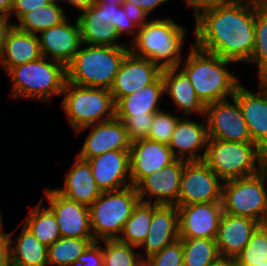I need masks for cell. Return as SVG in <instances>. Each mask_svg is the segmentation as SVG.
<instances>
[{"label":"cell","instance_id":"cell-51","mask_svg":"<svg viewBox=\"0 0 267 266\" xmlns=\"http://www.w3.org/2000/svg\"><path fill=\"white\" fill-rule=\"evenodd\" d=\"M211 266H240L236 257L220 256Z\"/></svg>","mask_w":267,"mask_h":266},{"label":"cell","instance_id":"cell-28","mask_svg":"<svg viewBox=\"0 0 267 266\" xmlns=\"http://www.w3.org/2000/svg\"><path fill=\"white\" fill-rule=\"evenodd\" d=\"M164 96V82L160 76L152 84L141 88L115 102V116H140L157 113L164 109L160 106Z\"/></svg>","mask_w":267,"mask_h":266},{"label":"cell","instance_id":"cell-22","mask_svg":"<svg viewBox=\"0 0 267 266\" xmlns=\"http://www.w3.org/2000/svg\"><path fill=\"white\" fill-rule=\"evenodd\" d=\"M178 239L179 225L177 206L154 204V212L148 234L138 247L140 257L148 259Z\"/></svg>","mask_w":267,"mask_h":266},{"label":"cell","instance_id":"cell-38","mask_svg":"<svg viewBox=\"0 0 267 266\" xmlns=\"http://www.w3.org/2000/svg\"><path fill=\"white\" fill-rule=\"evenodd\" d=\"M170 111L171 109L166 110L164 108V110L155 113L152 124L150 125L148 139L169 145L176 124L181 118L174 111Z\"/></svg>","mask_w":267,"mask_h":266},{"label":"cell","instance_id":"cell-58","mask_svg":"<svg viewBox=\"0 0 267 266\" xmlns=\"http://www.w3.org/2000/svg\"><path fill=\"white\" fill-rule=\"evenodd\" d=\"M256 266H267V261L262 262L260 265H256Z\"/></svg>","mask_w":267,"mask_h":266},{"label":"cell","instance_id":"cell-46","mask_svg":"<svg viewBox=\"0 0 267 266\" xmlns=\"http://www.w3.org/2000/svg\"><path fill=\"white\" fill-rule=\"evenodd\" d=\"M5 227H0V266H11L10 239Z\"/></svg>","mask_w":267,"mask_h":266},{"label":"cell","instance_id":"cell-19","mask_svg":"<svg viewBox=\"0 0 267 266\" xmlns=\"http://www.w3.org/2000/svg\"><path fill=\"white\" fill-rule=\"evenodd\" d=\"M181 117L172 134L169 148L177 159L186 161H202L208 143V132L204 116ZM201 151V152H200Z\"/></svg>","mask_w":267,"mask_h":266},{"label":"cell","instance_id":"cell-32","mask_svg":"<svg viewBox=\"0 0 267 266\" xmlns=\"http://www.w3.org/2000/svg\"><path fill=\"white\" fill-rule=\"evenodd\" d=\"M154 203L138 201L125 222L118 240L139 247L145 240L153 217Z\"/></svg>","mask_w":267,"mask_h":266},{"label":"cell","instance_id":"cell-7","mask_svg":"<svg viewBox=\"0 0 267 266\" xmlns=\"http://www.w3.org/2000/svg\"><path fill=\"white\" fill-rule=\"evenodd\" d=\"M60 108L72 131L115 118V102L109 89L84 87L66 80Z\"/></svg>","mask_w":267,"mask_h":266},{"label":"cell","instance_id":"cell-26","mask_svg":"<svg viewBox=\"0 0 267 266\" xmlns=\"http://www.w3.org/2000/svg\"><path fill=\"white\" fill-rule=\"evenodd\" d=\"M79 13L76 19L80 27L82 44L129 47V42H119L121 37L116 28L104 23L102 9L96 3Z\"/></svg>","mask_w":267,"mask_h":266},{"label":"cell","instance_id":"cell-55","mask_svg":"<svg viewBox=\"0 0 267 266\" xmlns=\"http://www.w3.org/2000/svg\"><path fill=\"white\" fill-rule=\"evenodd\" d=\"M260 80L267 86V73Z\"/></svg>","mask_w":267,"mask_h":266},{"label":"cell","instance_id":"cell-41","mask_svg":"<svg viewBox=\"0 0 267 266\" xmlns=\"http://www.w3.org/2000/svg\"><path fill=\"white\" fill-rule=\"evenodd\" d=\"M70 266H103L102 243L100 241L92 242Z\"/></svg>","mask_w":267,"mask_h":266},{"label":"cell","instance_id":"cell-29","mask_svg":"<svg viewBox=\"0 0 267 266\" xmlns=\"http://www.w3.org/2000/svg\"><path fill=\"white\" fill-rule=\"evenodd\" d=\"M8 232L10 239L11 266H49L48 247L39 241L32 232L22 224L19 234Z\"/></svg>","mask_w":267,"mask_h":266},{"label":"cell","instance_id":"cell-17","mask_svg":"<svg viewBox=\"0 0 267 266\" xmlns=\"http://www.w3.org/2000/svg\"><path fill=\"white\" fill-rule=\"evenodd\" d=\"M257 89L249 90L240 84L234 94L252 141L267 154V86L257 80Z\"/></svg>","mask_w":267,"mask_h":266},{"label":"cell","instance_id":"cell-20","mask_svg":"<svg viewBox=\"0 0 267 266\" xmlns=\"http://www.w3.org/2000/svg\"><path fill=\"white\" fill-rule=\"evenodd\" d=\"M87 161L102 192L115 191L132 185L130 150L105 152Z\"/></svg>","mask_w":267,"mask_h":266},{"label":"cell","instance_id":"cell-2","mask_svg":"<svg viewBox=\"0 0 267 266\" xmlns=\"http://www.w3.org/2000/svg\"><path fill=\"white\" fill-rule=\"evenodd\" d=\"M178 67L187 75L197 97L206 106L233 97L241 84L240 75L230 69L235 62L189 45ZM229 67V68H228Z\"/></svg>","mask_w":267,"mask_h":266},{"label":"cell","instance_id":"cell-10","mask_svg":"<svg viewBox=\"0 0 267 266\" xmlns=\"http://www.w3.org/2000/svg\"><path fill=\"white\" fill-rule=\"evenodd\" d=\"M204 118L209 138L231 142H253L234 96L206 105Z\"/></svg>","mask_w":267,"mask_h":266},{"label":"cell","instance_id":"cell-1","mask_svg":"<svg viewBox=\"0 0 267 266\" xmlns=\"http://www.w3.org/2000/svg\"><path fill=\"white\" fill-rule=\"evenodd\" d=\"M255 13L256 0H232L201 10L193 17V44L237 65L247 64L255 44Z\"/></svg>","mask_w":267,"mask_h":266},{"label":"cell","instance_id":"cell-25","mask_svg":"<svg viewBox=\"0 0 267 266\" xmlns=\"http://www.w3.org/2000/svg\"><path fill=\"white\" fill-rule=\"evenodd\" d=\"M65 174L63 186L54 188L65 198L90 206L101 194L87 160L76 155Z\"/></svg>","mask_w":267,"mask_h":266},{"label":"cell","instance_id":"cell-56","mask_svg":"<svg viewBox=\"0 0 267 266\" xmlns=\"http://www.w3.org/2000/svg\"><path fill=\"white\" fill-rule=\"evenodd\" d=\"M1 212H2V211L0 210V227H1V226H4V224H5V223L3 222V218H4V217H3V215H2Z\"/></svg>","mask_w":267,"mask_h":266},{"label":"cell","instance_id":"cell-5","mask_svg":"<svg viewBox=\"0 0 267 266\" xmlns=\"http://www.w3.org/2000/svg\"><path fill=\"white\" fill-rule=\"evenodd\" d=\"M129 52V47L82 44L66 67L67 81L79 86L110 90Z\"/></svg>","mask_w":267,"mask_h":266},{"label":"cell","instance_id":"cell-4","mask_svg":"<svg viewBox=\"0 0 267 266\" xmlns=\"http://www.w3.org/2000/svg\"><path fill=\"white\" fill-rule=\"evenodd\" d=\"M6 75L11 84L9 100H36L49 105L56 96H62L67 80L66 67L44 56L10 68Z\"/></svg>","mask_w":267,"mask_h":266},{"label":"cell","instance_id":"cell-31","mask_svg":"<svg viewBox=\"0 0 267 266\" xmlns=\"http://www.w3.org/2000/svg\"><path fill=\"white\" fill-rule=\"evenodd\" d=\"M22 224L47 247L61 238L54 213L46 205L44 206L40 199L36 205H32Z\"/></svg>","mask_w":267,"mask_h":266},{"label":"cell","instance_id":"cell-43","mask_svg":"<svg viewBox=\"0 0 267 266\" xmlns=\"http://www.w3.org/2000/svg\"><path fill=\"white\" fill-rule=\"evenodd\" d=\"M52 0H14V4L10 13V18L15 19L14 23L25 13L41 6L48 5ZM14 16V17H13Z\"/></svg>","mask_w":267,"mask_h":266},{"label":"cell","instance_id":"cell-57","mask_svg":"<svg viewBox=\"0 0 267 266\" xmlns=\"http://www.w3.org/2000/svg\"><path fill=\"white\" fill-rule=\"evenodd\" d=\"M260 1L267 8V0H260Z\"/></svg>","mask_w":267,"mask_h":266},{"label":"cell","instance_id":"cell-9","mask_svg":"<svg viewBox=\"0 0 267 266\" xmlns=\"http://www.w3.org/2000/svg\"><path fill=\"white\" fill-rule=\"evenodd\" d=\"M221 202L227 214L267 224V166L255 175L224 182Z\"/></svg>","mask_w":267,"mask_h":266},{"label":"cell","instance_id":"cell-34","mask_svg":"<svg viewBox=\"0 0 267 266\" xmlns=\"http://www.w3.org/2000/svg\"><path fill=\"white\" fill-rule=\"evenodd\" d=\"M247 64L257 68L254 76L257 80L267 73V8L260 0H256L255 44L253 54Z\"/></svg>","mask_w":267,"mask_h":266},{"label":"cell","instance_id":"cell-13","mask_svg":"<svg viewBox=\"0 0 267 266\" xmlns=\"http://www.w3.org/2000/svg\"><path fill=\"white\" fill-rule=\"evenodd\" d=\"M187 161L176 159L162 170L143 177L136 185L139 201L156 205H174L178 203L181 176Z\"/></svg>","mask_w":267,"mask_h":266},{"label":"cell","instance_id":"cell-27","mask_svg":"<svg viewBox=\"0 0 267 266\" xmlns=\"http://www.w3.org/2000/svg\"><path fill=\"white\" fill-rule=\"evenodd\" d=\"M41 56L38 35L21 31L14 26L4 43L0 68L6 73L10 68L35 61Z\"/></svg>","mask_w":267,"mask_h":266},{"label":"cell","instance_id":"cell-37","mask_svg":"<svg viewBox=\"0 0 267 266\" xmlns=\"http://www.w3.org/2000/svg\"><path fill=\"white\" fill-rule=\"evenodd\" d=\"M236 259L240 266H256L267 261V224L256 229Z\"/></svg>","mask_w":267,"mask_h":266},{"label":"cell","instance_id":"cell-53","mask_svg":"<svg viewBox=\"0 0 267 266\" xmlns=\"http://www.w3.org/2000/svg\"><path fill=\"white\" fill-rule=\"evenodd\" d=\"M98 3L113 4V5H122L124 0H95Z\"/></svg>","mask_w":267,"mask_h":266},{"label":"cell","instance_id":"cell-6","mask_svg":"<svg viewBox=\"0 0 267 266\" xmlns=\"http://www.w3.org/2000/svg\"><path fill=\"white\" fill-rule=\"evenodd\" d=\"M223 182L255 175L267 166V154L254 142L209 138L202 160Z\"/></svg>","mask_w":267,"mask_h":266},{"label":"cell","instance_id":"cell-50","mask_svg":"<svg viewBox=\"0 0 267 266\" xmlns=\"http://www.w3.org/2000/svg\"><path fill=\"white\" fill-rule=\"evenodd\" d=\"M94 3H95V0H64L62 2L63 5L66 4L65 7L70 6L71 9L74 7L73 10L76 9L78 13L90 7Z\"/></svg>","mask_w":267,"mask_h":266},{"label":"cell","instance_id":"cell-52","mask_svg":"<svg viewBox=\"0 0 267 266\" xmlns=\"http://www.w3.org/2000/svg\"><path fill=\"white\" fill-rule=\"evenodd\" d=\"M14 0H0V16L10 17Z\"/></svg>","mask_w":267,"mask_h":266},{"label":"cell","instance_id":"cell-24","mask_svg":"<svg viewBox=\"0 0 267 266\" xmlns=\"http://www.w3.org/2000/svg\"><path fill=\"white\" fill-rule=\"evenodd\" d=\"M261 224L252 218L223 212L215 238L222 257H237Z\"/></svg>","mask_w":267,"mask_h":266},{"label":"cell","instance_id":"cell-14","mask_svg":"<svg viewBox=\"0 0 267 266\" xmlns=\"http://www.w3.org/2000/svg\"><path fill=\"white\" fill-rule=\"evenodd\" d=\"M87 130L89 133L77 153L81 159L88 160L114 150H130L131 142L125 125L117 118L86 126L74 133L79 135Z\"/></svg>","mask_w":267,"mask_h":266},{"label":"cell","instance_id":"cell-48","mask_svg":"<svg viewBox=\"0 0 267 266\" xmlns=\"http://www.w3.org/2000/svg\"><path fill=\"white\" fill-rule=\"evenodd\" d=\"M14 26V22L11 21L10 17L0 16V56L4 48V43L7 40V36Z\"/></svg>","mask_w":267,"mask_h":266},{"label":"cell","instance_id":"cell-45","mask_svg":"<svg viewBox=\"0 0 267 266\" xmlns=\"http://www.w3.org/2000/svg\"><path fill=\"white\" fill-rule=\"evenodd\" d=\"M185 7L192 12V18L197 15L201 10L206 8L214 7L216 5H221L232 0H182Z\"/></svg>","mask_w":267,"mask_h":266},{"label":"cell","instance_id":"cell-23","mask_svg":"<svg viewBox=\"0 0 267 266\" xmlns=\"http://www.w3.org/2000/svg\"><path fill=\"white\" fill-rule=\"evenodd\" d=\"M161 76L164 95L167 99L171 98L172 105L176 107L174 112H178L181 117H194V114L204 116L206 106L199 100L187 75L179 67L163 69Z\"/></svg>","mask_w":267,"mask_h":266},{"label":"cell","instance_id":"cell-42","mask_svg":"<svg viewBox=\"0 0 267 266\" xmlns=\"http://www.w3.org/2000/svg\"><path fill=\"white\" fill-rule=\"evenodd\" d=\"M113 27L117 29L118 34L122 38V35L129 36L130 43L134 40L137 34L138 27L127 16L122 6L115 9Z\"/></svg>","mask_w":267,"mask_h":266},{"label":"cell","instance_id":"cell-11","mask_svg":"<svg viewBox=\"0 0 267 266\" xmlns=\"http://www.w3.org/2000/svg\"><path fill=\"white\" fill-rule=\"evenodd\" d=\"M223 183L203 161H187L176 206L221 202Z\"/></svg>","mask_w":267,"mask_h":266},{"label":"cell","instance_id":"cell-12","mask_svg":"<svg viewBox=\"0 0 267 266\" xmlns=\"http://www.w3.org/2000/svg\"><path fill=\"white\" fill-rule=\"evenodd\" d=\"M42 194L40 200L54 213L61 237L94 238L89 206L65 198L50 185Z\"/></svg>","mask_w":267,"mask_h":266},{"label":"cell","instance_id":"cell-39","mask_svg":"<svg viewBox=\"0 0 267 266\" xmlns=\"http://www.w3.org/2000/svg\"><path fill=\"white\" fill-rule=\"evenodd\" d=\"M155 113L140 116H115L123 121L130 142L147 139Z\"/></svg>","mask_w":267,"mask_h":266},{"label":"cell","instance_id":"cell-33","mask_svg":"<svg viewBox=\"0 0 267 266\" xmlns=\"http://www.w3.org/2000/svg\"><path fill=\"white\" fill-rule=\"evenodd\" d=\"M92 242L94 238H59L48 247V265L70 266Z\"/></svg>","mask_w":267,"mask_h":266},{"label":"cell","instance_id":"cell-44","mask_svg":"<svg viewBox=\"0 0 267 266\" xmlns=\"http://www.w3.org/2000/svg\"><path fill=\"white\" fill-rule=\"evenodd\" d=\"M121 6L137 27L144 25L150 19L149 15L144 10L136 7L132 3L123 2Z\"/></svg>","mask_w":267,"mask_h":266},{"label":"cell","instance_id":"cell-18","mask_svg":"<svg viewBox=\"0 0 267 266\" xmlns=\"http://www.w3.org/2000/svg\"><path fill=\"white\" fill-rule=\"evenodd\" d=\"M162 68L154 62L129 52L115 76L110 92L114 102L155 82Z\"/></svg>","mask_w":267,"mask_h":266},{"label":"cell","instance_id":"cell-36","mask_svg":"<svg viewBox=\"0 0 267 266\" xmlns=\"http://www.w3.org/2000/svg\"><path fill=\"white\" fill-rule=\"evenodd\" d=\"M102 243L103 266H134L141 258L138 247L118 239H105Z\"/></svg>","mask_w":267,"mask_h":266},{"label":"cell","instance_id":"cell-3","mask_svg":"<svg viewBox=\"0 0 267 266\" xmlns=\"http://www.w3.org/2000/svg\"><path fill=\"white\" fill-rule=\"evenodd\" d=\"M189 31L172 17L149 19L138 27L136 37L129 43L130 52L146 58L162 69L178 67L184 56V45Z\"/></svg>","mask_w":267,"mask_h":266},{"label":"cell","instance_id":"cell-54","mask_svg":"<svg viewBox=\"0 0 267 266\" xmlns=\"http://www.w3.org/2000/svg\"><path fill=\"white\" fill-rule=\"evenodd\" d=\"M134 266H152L148 259L140 258Z\"/></svg>","mask_w":267,"mask_h":266},{"label":"cell","instance_id":"cell-59","mask_svg":"<svg viewBox=\"0 0 267 266\" xmlns=\"http://www.w3.org/2000/svg\"><path fill=\"white\" fill-rule=\"evenodd\" d=\"M52 1H55V2H60V3H62L64 0H52Z\"/></svg>","mask_w":267,"mask_h":266},{"label":"cell","instance_id":"cell-30","mask_svg":"<svg viewBox=\"0 0 267 266\" xmlns=\"http://www.w3.org/2000/svg\"><path fill=\"white\" fill-rule=\"evenodd\" d=\"M64 6L60 2L52 1L23 14L14 25L21 31L38 35L43 30L61 24L69 17Z\"/></svg>","mask_w":267,"mask_h":266},{"label":"cell","instance_id":"cell-47","mask_svg":"<svg viewBox=\"0 0 267 266\" xmlns=\"http://www.w3.org/2000/svg\"><path fill=\"white\" fill-rule=\"evenodd\" d=\"M170 0H124V2H129L135 5L138 8L144 10L149 17L153 14L154 10L156 11L160 5H167Z\"/></svg>","mask_w":267,"mask_h":266},{"label":"cell","instance_id":"cell-15","mask_svg":"<svg viewBox=\"0 0 267 266\" xmlns=\"http://www.w3.org/2000/svg\"><path fill=\"white\" fill-rule=\"evenodd\" d=\"M69 16L64 22L38 34L42 56L67 67L79 51L82 40L76 17Z\"/></svg>","mask_w":267,"mask_h":266},{"label":"cell","instance_id":"cell-21","mask_svg":"<svg viewBox=\"0 0 267 266\" xmlns=\"http://www.w3.org/2000/svg\"><path fill=\"white\" fill-rule=\"evenodd\" d=\"M176 159L169 145L148 138L132 142L130 147L132 185L135 186L143 177L162 170Z\"/></svg>","mask_w":267,"mask_h":266},{"label":"cell","instance_id":"cell-40","mask_svg":"<svg viewBox=\"0 0 267 266\" xmlns=\"http://www.w3.org/2000/svg\"><path fill=\"white\" fill-rule=\"evenodd\" d=\"M152 266H183V244L178 239L148 258Z\"/></svg>","mask_w":267,"mask_h":266},{"label":"cell","instance_id":"cell-16","mask_svg":"<svg viewBox=\"0 0 267 266\" xmlns=\"http://www.w3.org/2000/svg\"><path fill=\"white\" fill-rule=\"evenodd\" d=\"M177 210L179 239L216 238L222 202L181 205Z\"/></svg>","mask_w":267,"mask_h":266},{"label":"cell","instance_id":"cell-8","mask_svg":"<svg viewBox=\"0 0 267 266\" xmlns=\"http://www.w3.org/2000/svg\"><path fill=\"white\" fill-rule=\"evenodd\" d=\"M138 201V192L133 185L102 192L89 206L94 241L118 239Z\"/></svg>","mask_w":267,"mask_h":266},{"label":"cell","instance_id":"cell-49","mask_svg":"<svg viewBox=\"0 0 267 266\" xmlns=\"http://www.w3.org/2000/svg\"><path fill=\"white\" fill-rule=\"evenodd\" d=\"M102 9V18L105 20L104 23L111 24L113 26L115 9L121 5L105 4L95 2Z\"/></svg>","mask_w":267,"mask_h":266},{"label":"cell","instance_id":"cell-35","mask_svg":"<svg viewBox=\"0 0 267 266\" xmlns=\"http://www.w3.org/2000/svg\"><path fill=\"white\" fill-rule=\"evenodd\" d=\"M183 244V266H211L220 253L215 239H181Z\"/></svg>","mask_w":267,"mask_h":266}]
</instances>
